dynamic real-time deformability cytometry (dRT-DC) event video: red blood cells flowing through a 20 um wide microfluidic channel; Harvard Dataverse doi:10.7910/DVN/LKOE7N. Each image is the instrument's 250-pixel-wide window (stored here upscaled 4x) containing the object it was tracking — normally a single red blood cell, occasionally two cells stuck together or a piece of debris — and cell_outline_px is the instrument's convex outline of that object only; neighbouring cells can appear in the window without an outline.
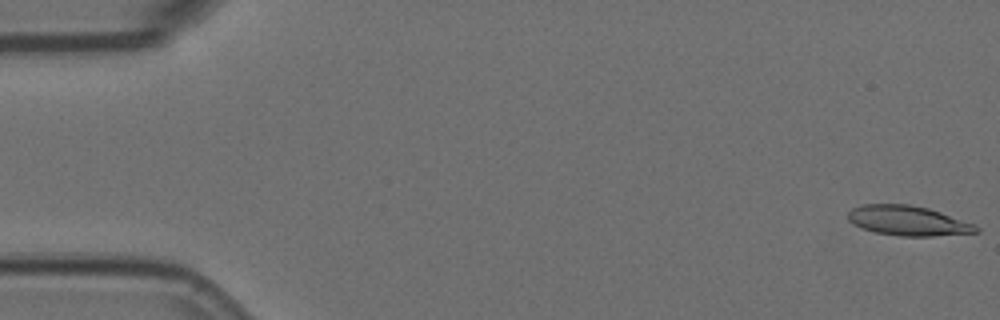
{"species": "Egyptian fruit bat (a non-hibernating species)", "species_latin": "Rousettus aegyptiacus", "temperature_condition": "room temperature", "stored_images_in_passage": 5, "camera_frame_rate_fps": 3000, "um_per_image_px": 0.085, "animal": {"sex": "female"}, "frame": {"image": 1, "passage_image": 1, "time_ms": 0.0, "image_size_px": [1000, 320], "cell_outline_px": [[980, 232], [932, 236], [900, 236], [876, 232], [860, 228], [852, 224], [848, 220], [848, 212], [852, 208], [860, 204], [908, 204], [928, 208], [976, 224], [980, 228]], "centroid_in_image_um": [77.17, 18.76], "position_along_channel_um": 7.8, "area_um2": 22.43}}
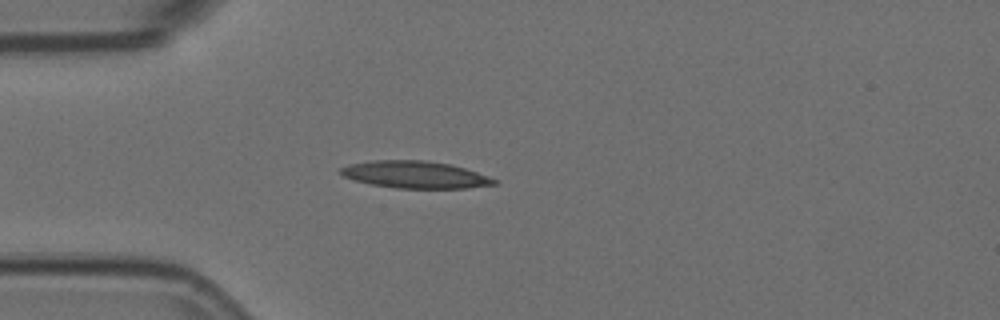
{"frame": {"image": 2, "passage_image": 5, "time_ms": 1.333, "image_size_px": [1000, 320], "cell_outline_px": [[496, 184], [468, 188], [396, 188], [372, 184], [356, 180], [344, 176], [340, 172], [340, 168], [348, 164], [376, 160], [424, 160], [448, 164], [464, 168], [488, 176], [496, 180]], "centroid_in_image_um": [35.28, 14.84], "position_along_channel_um": 49.7, "area_um2": 23.93}}